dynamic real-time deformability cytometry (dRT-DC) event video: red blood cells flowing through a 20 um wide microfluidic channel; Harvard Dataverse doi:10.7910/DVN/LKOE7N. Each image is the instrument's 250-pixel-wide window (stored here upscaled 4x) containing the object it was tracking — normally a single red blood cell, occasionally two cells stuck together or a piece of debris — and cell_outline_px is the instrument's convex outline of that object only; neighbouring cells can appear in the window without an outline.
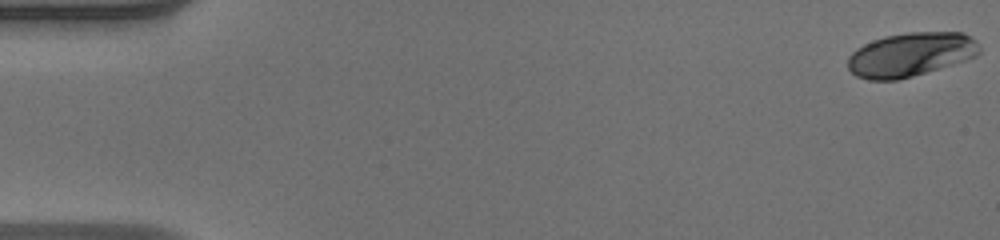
{"species": "human", "species_latin": "Homo sapiens", "temperature_condition": "warm", "stored_images_in_passage": 50, "camera_frame_rate_fps": 3000, "um_per_image_px": 0.085, "donor": {"sex": "male"}, "frame": {"image": 1, "passage_image": 1, "time_ms": 0.0, "image_size_px": [1000, 240], "cell_outline_px": [[980, 52], [976, 56], [952, 64], [912, 76], [896, 80], [868, 80], [856, 76], [848, 68], [848, 56], [856, 48], [872, 40], [884, 36], [908, 32], [964, 32], [976, 40], [980, 48]], "centroid_in_image_um": [77.38, 4.62], "position_along_channel_um": 7.6, "area_um2": 33.7}}
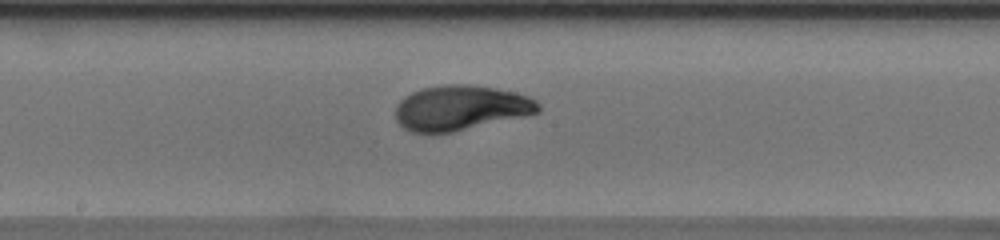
{"frame": {"image": 2, "passage_image": 27, "time_ms": 8.667, "image_size_px": [1000, 240], "cell_outline_px": [[540, 112], [524, 116], [452, 132], [432, 136], [428, 136], [412, 132], [404, 128], [396, 120], [396, 104], [404, 96], [420, 88], [444, 84], [468, 84], [496, 88], [528, 96], [536, 100], [540, 104]], "centroid_in_image_um": [39.1, 9.19], "position_along_channel_um": 209.1, "area_um2": 37.97}}
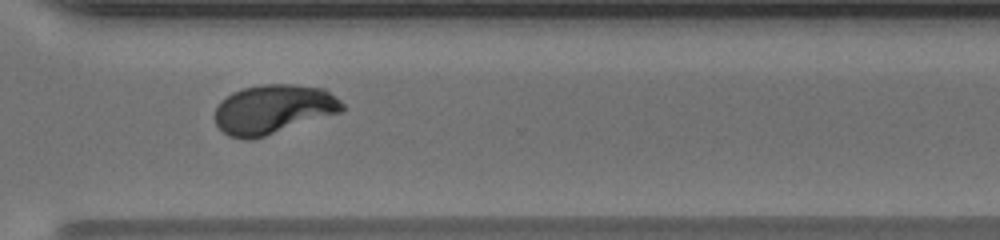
{"frame": {"image": 3, "passage_image": 37, "time_ms": 12.0, "image_size_px": [1000, 240], "cell_outline_px": [[344, 108], [340, 112], [252, 140], [244, 140], [228, 136], [216, 124], [216, 108], [220, 100], [232, 92], [244, 88], [264, 84], [292, 84], [324, 88], [340, 100], [344, 104]], "centroid_in_image_um": [23.21, 9.28], "position_along_channel_um": 347.4, "area_um2": 36.36}, "authors_computed_cell_mechanics": {"area_um2": 36.3562, "velocity_mm_per_s": 4.1422, "shape_relaxation_time_tau1_ms": 3.6769, "shape_relaxation_time_tau2_ms": null, "deformation_change_tau1": 0.1996, "deformation_change_tau2": null}}